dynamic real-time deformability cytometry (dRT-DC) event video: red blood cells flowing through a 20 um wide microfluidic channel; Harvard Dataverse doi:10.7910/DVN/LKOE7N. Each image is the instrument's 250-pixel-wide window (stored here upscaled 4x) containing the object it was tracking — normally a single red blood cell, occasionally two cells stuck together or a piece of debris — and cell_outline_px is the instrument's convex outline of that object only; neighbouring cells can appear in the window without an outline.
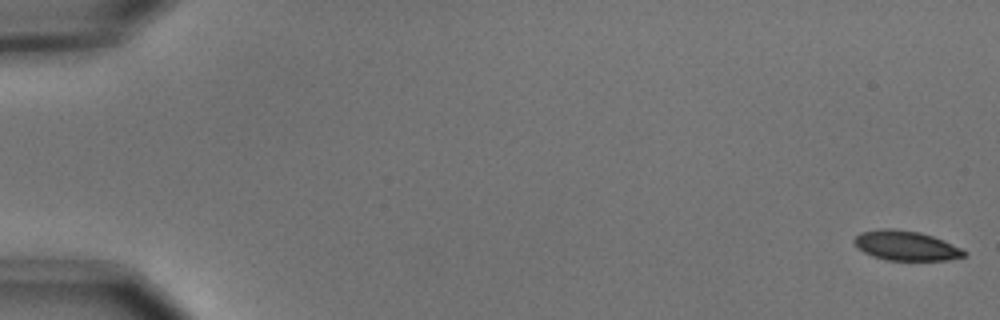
{"species": "common noctule bat (a hibernating species)", "species_latin": "Nyctalus noctula", "temperature_condition": "cold", "stored_images_in_passage": 55, "camera_frame_rate_fps": 3000, "um_per_image_px": 0.085, "animal": {"sex": "male", "body_mass_g": 15.6}, "frame": {"image": 1, "passage_image": 1, "time_ms": 0.0, "image_size_px": [1000, 320], "cell_outline_px": [[968, 256], [948, 260], [888, 260], [872, 256], [864, 252], [852, 240], [860, 232], [880, 228], [892, 228], [920, 232], [932, 236], [960, 248], [968, 252]], "centroid_in_image_um": [77.01, 20.88], "position_along_channel_um": 8.0, "area_um2": 18.96}}
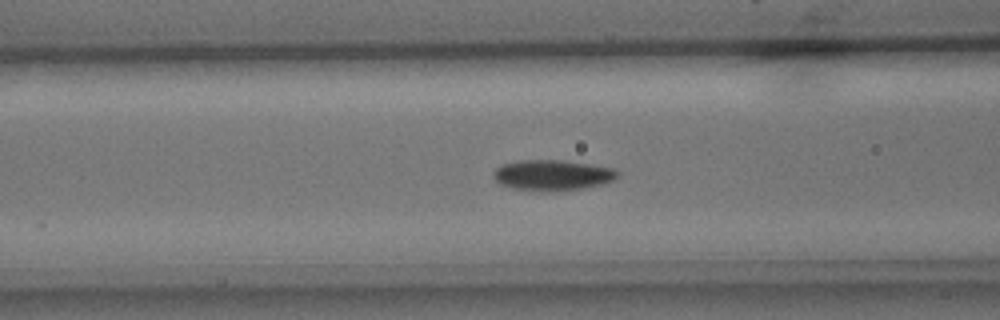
{"frame": {"image": 2, "passage_image": 23, "time_ms": 7.333, "image_size_px": [1000, 320], "cell_outline_px": [[620, 172], [612, 180], [600, 184], [584, 188], [552, 192], [544, 192], [512, 188], [500, 184], [492, 176], [492, 172], [500, 164], [520, 160], [564, 160], [612, 168]], "centroid_in_image_um": [46.89, 14.89], "position_along_channel_um": 119.7, "area_um2": 22.25}}
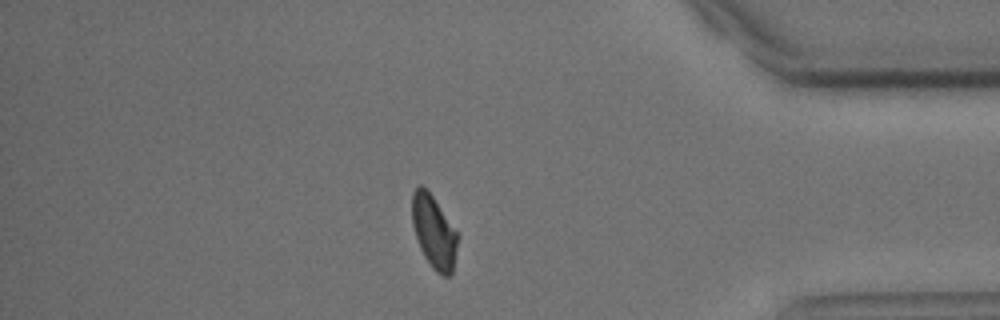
{"frame": {"image": 3, "passage_image": 48, "time_ms": 15.667, "image_size_px": [1000, 320], "cell_outline_px": [[460, 236], [452, 272], [448, 276], [444, 276], [436, 272], [432, 268], [424, 256], [420, 248], [412, 224], [412, 192], [420, 184], [428, 188]], "centroid_in_image_um": [36.89, 19.68], "position_along_channel_um": 398.3, "area_um2": 19.65}, "authors_computed_cell_mechanics": {"area_um2": 20.4034, "velocity_mm_per_s": 3.6693, "shape_relaxation_time_tau1_ms": 2.6488, "shape_relaxation_time_tau2_ms": null, "deformation_change_tau1": 0.0974, "deformation_change_tau2": null}}